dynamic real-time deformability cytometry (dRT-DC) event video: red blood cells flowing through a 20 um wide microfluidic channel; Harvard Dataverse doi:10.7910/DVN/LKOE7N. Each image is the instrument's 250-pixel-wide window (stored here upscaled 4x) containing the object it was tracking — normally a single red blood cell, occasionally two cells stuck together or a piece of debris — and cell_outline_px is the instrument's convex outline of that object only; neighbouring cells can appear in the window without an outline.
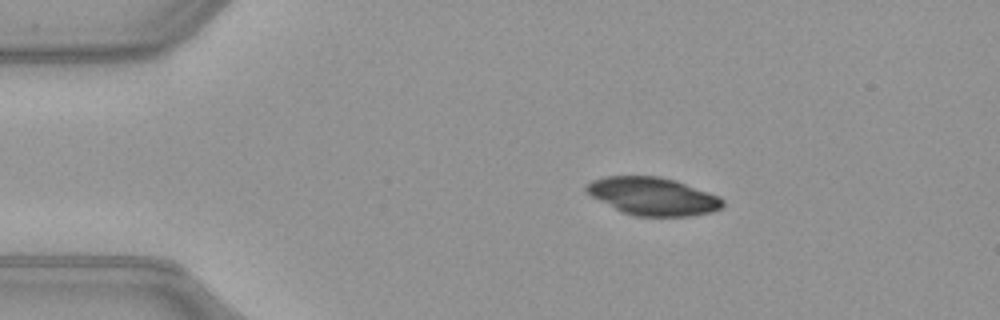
{"species": "common noctule bat (a hibernating species)", "species_latin": "Nyctalus noctula", "temperature_condition": "warm", "stored_images_in_passage": 43, "camera_frame_rate_fps": 3000, "um_per_image_px": 0.085, "animal": {"sex": "female", "body_mass_g": 21.9}, "frame": {"image": 1, "passage_image": 2, "time_ms": 0.333, "image_size_px": [1000, 320], "cell_outline_px": [[724, 204], [720, 208], [712, 212], [688, 216], [636, 216], [624, 212], [592, 196], [584, 188], [592, 180], [604, 176], [660, 176], [676, 180], [720, 196], [724, 200]], "centroid_in_image_um": [55.54, 16.67], "position_along_channel_um": 29.5, "area_um2": 29.82}}
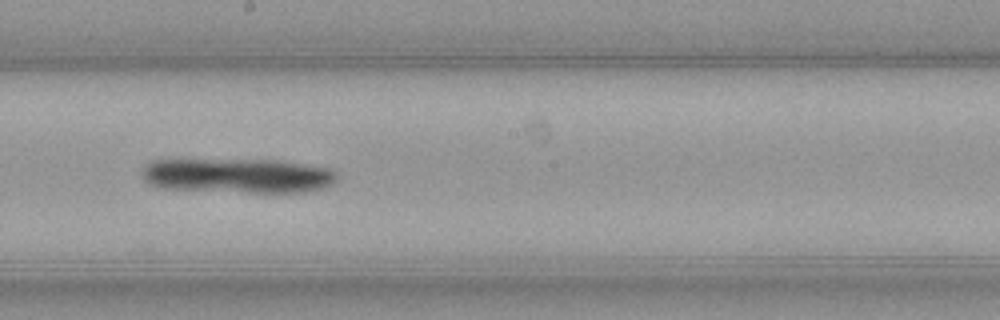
{"frame": {"image": 2, "passage_image": 21, "time_ms": 6.667, "image_size_px": [1000, 320], "cell_outline_px": [[336, 180], [332, 184], [324, 188], [304, 192], [248, 192], [160, 188], [148, 184], [140, 176], [140, 172], [144, 164], [152, 160], [276, 160], [328, 168], [336, 172]], "centroid_in_image_um": [20.14, 14.93], "position_along_channel_um": 228.1, "area_um2": 39.48}}
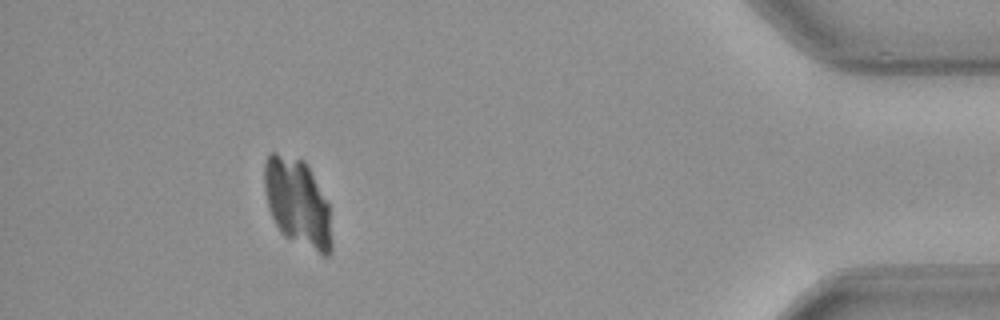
{"frame": {"image": 3, "passage_image": 39, "time_ms": 12.667, "image_size_px": [1000, 320], "cell_outline_px": [[332, 252], [328, 256], [324, 256], [284, 236], [280, 232], [268, 208], [264, 192], [264, 164], [268, 156], [272, 152], [276, 152], [304, 160], [328, 204], [332, 240]], "centroid_in_image_um": [25.27, 17.25], "position_along_channel_um": 409.9, "area_um2": 34.45}}